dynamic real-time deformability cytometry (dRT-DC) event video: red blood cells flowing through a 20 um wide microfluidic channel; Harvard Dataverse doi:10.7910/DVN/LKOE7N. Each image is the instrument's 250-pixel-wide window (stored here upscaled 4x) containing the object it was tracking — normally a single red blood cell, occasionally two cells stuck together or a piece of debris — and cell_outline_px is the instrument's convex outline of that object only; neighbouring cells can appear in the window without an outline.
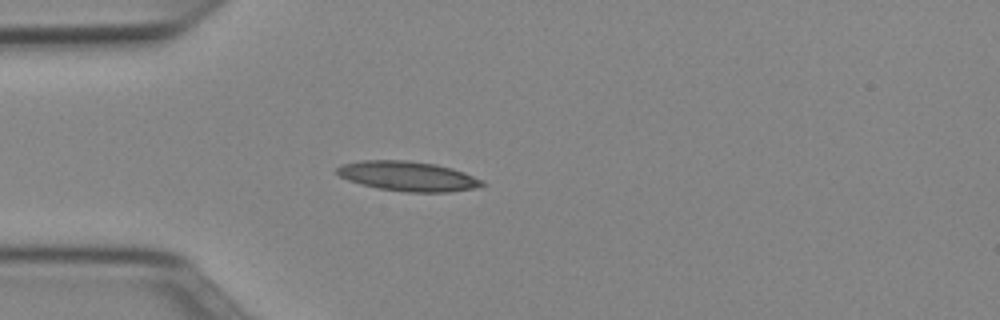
{"species": "Egyptian fruit bat (a non-hibernating species)", "species_latin": "Rousettus aegyptiacus", "temperature_condition": "cold", "stored_images_in_passage": 38, "camera_frame_rate_fps": 3000, "um_per_image_px": 0.085, "animal": {"sex": "female"}, "frame": {"image": 1, "passage_image": 1, "time_ms": 0.0, "image_size_px": [1000, 320], "cell_outline_px": [[488, 184], [480, 188], [448, 192], [408, 192], [380, 188], [348, 180], [340, 176], [336, 172], [336, 168], [340, 164], [364, 160], [404, 160], [436, 164], [452, 168], [464, 172], [484, 180]], "centroid_in_image_um": [34.75, 14.97], "position_along_channel_um": 50.3, "area_um2": 25.26}}
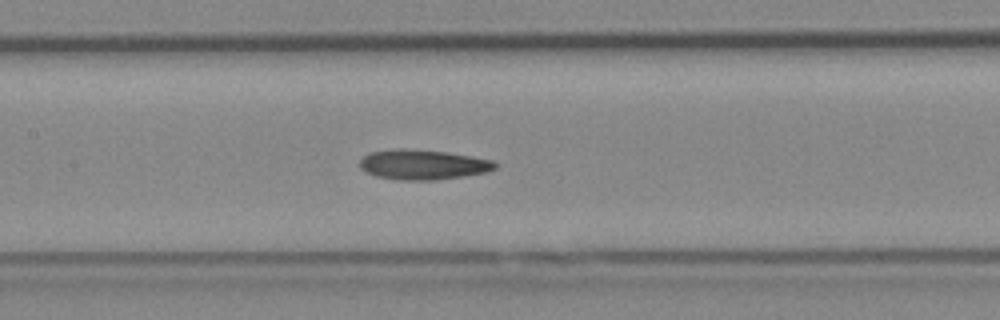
{"frame": {"image": 2, "passage_image": 11, "time_ms": 3.333, "image_size_px": [1000, 320], "cell_outline_px": [[496, 168], [484, 172], [464, 176], [432, 180], [396, 180], [376, 176], [360, 168], [360, 160], [368, 152], [396, 148], [404, 148], [444, 152], [472, 156], [492, 160], [496, 164]], "centroid_in_image_um": [35.9, 13.98], "position_along_channel_um": 171.5, "area_um2": 23.52}}
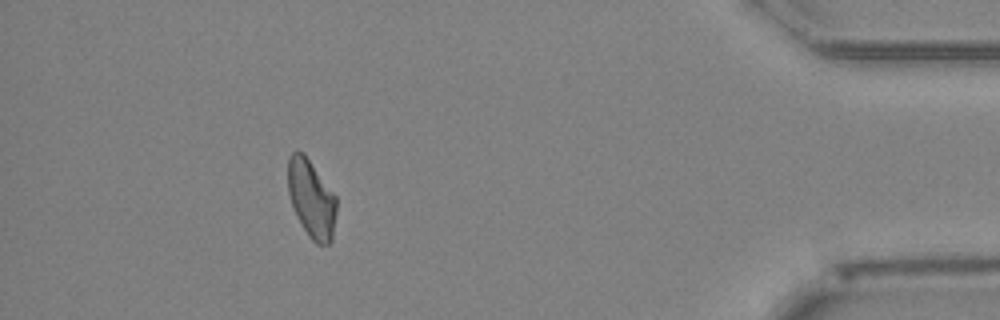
{"frame": {"image": 3, "passage_image": 33, "time_ms": 10.667, "image_size_px": [1000, 320], "cell_outline_px": [[336, 212], [332, 240], [328, 244], [316, 244], [308, 236], [296, 216], [288, 192], [288, 156], [292, 152], [304, 152], [336, 196]], "centroid_in_image_um": [26.46, 16.89], "position_along_channel_um": 408.7, "area_um2": 22.08}, "authors_computed_cell_mechanics": {"area_um2": 22.6576, "velocity_mm_per_s": 3.9762, "shape_relaxation_time_tau1_ms": 4.4983, "shape_relaxation_time_tau2_ms": 8.9437, "deformation_change_tau1": 0.148, "deformation_change_tau2": 0.2147}}